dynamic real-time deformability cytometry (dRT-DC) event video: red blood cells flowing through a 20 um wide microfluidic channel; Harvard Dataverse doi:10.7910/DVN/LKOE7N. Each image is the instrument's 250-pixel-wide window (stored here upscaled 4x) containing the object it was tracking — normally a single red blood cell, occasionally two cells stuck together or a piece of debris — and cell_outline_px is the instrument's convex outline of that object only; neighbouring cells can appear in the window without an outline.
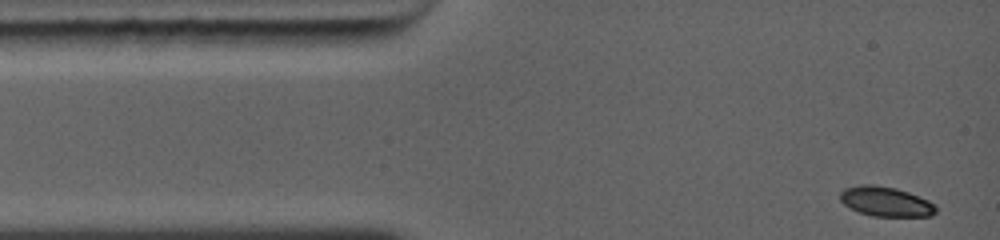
{"species": "common noctule bat (a hibernating species)", "species_latin": "Nyctalus noctula", "temperature_condition": "warm", "stored_images_in_passage": 9, "camera_frame_rate_fps": 5000, "um_per_image_px": 0.085, "animal": {"sex": "female", "body_mass_g": 19.0, "forearm_length_mm": 56.7}, "frame": {"image": 1, "passage_image": 1, "time_ms": 0.0, "image_size_px": [1000, 240], "cell_outline_px": [[936, 212], [928, 216], [872, 216], [860, 212], [844, 204], [840, 200], [840, 192], [848, 188], [864, 184], [868, 184], [896, 188], [908, 192], [928, 200], [936, 208]], "centroid_in_image_um": [75.29, 17.13], "position_along_channel_um": 9.7, "area_um2": 16.18}}
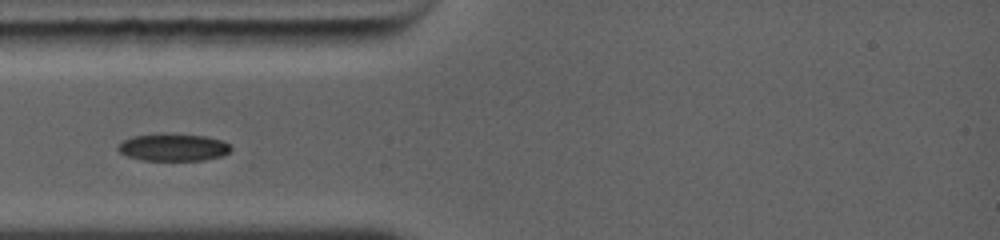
{"frame": {"image": 2, "passage_image": 7, "time_ms": 2.8, "image_size_px": [1000, 240], "cell_outline_px": [[232, 148], [224, 156], [204, 160], [140, 160], [128, 156], [120, 152], [116, 148], [124, 140], [136, 136], [204, 136], [220, 140], [228, 144]], "centroid_in_image_um": [14.76, 12.58], "position_along_channel_um": 70.2, "area_um2": 17.05}}
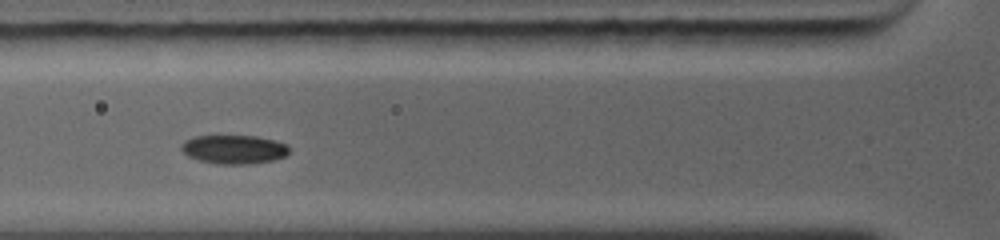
{"frame": {"image": 3, "passage_image": 8, "time_ms": 3.6, "image_size_px": [1000, 240], "cell_outline_px": [[288, 152], [284, 156], [276, 160], [248, 164], [216, 164], [200, 160], [188, 156], [180, 148], [180, 144], [196, 136], [256, 136], [288, 144]], "centroid_in_image_um": [19.89, 12.7], "position_along_channel_um": 105.9, "area_um2": 17.98}}